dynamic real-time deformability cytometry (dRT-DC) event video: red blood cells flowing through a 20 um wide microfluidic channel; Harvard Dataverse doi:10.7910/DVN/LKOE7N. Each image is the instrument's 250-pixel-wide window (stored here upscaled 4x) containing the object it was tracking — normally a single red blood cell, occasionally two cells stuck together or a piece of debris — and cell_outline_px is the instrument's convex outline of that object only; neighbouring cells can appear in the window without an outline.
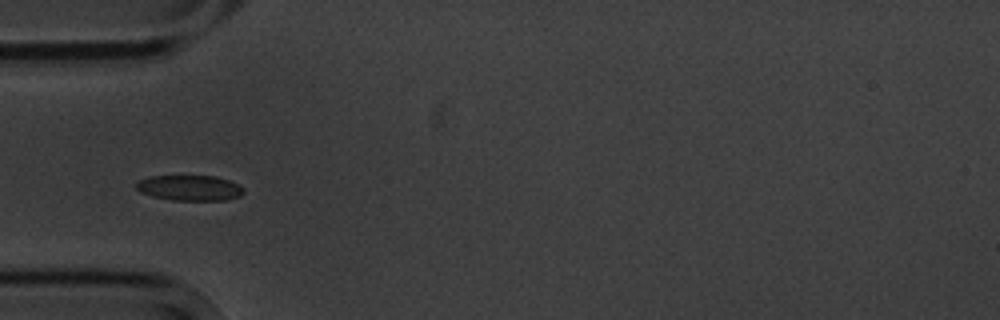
{"species": "common noctule bat (a hibernating species)", "species_latin": "Nyctalus noctula", "temperature_condition": "cold", "stored_images_in_passage": 5, "camera_frame_rate_fps": 3000, "um_per_image_px": 0.085, "animal": {"sex": "male", "body_mass_g": 20.1, "forearm_length_mm": 53.5}, "frame": {"image": 1, "passage_image": 3, "time_ms": 2.333, "image_size_px": [1000, 320], "cell_outline_px": [[244, 192], [240, 196], [228, 200], [172, 200], [152, 196], [140, 192], [136, 188], [136, 180], [148, 176], [216, 176], [228, 180], [244, 188]], "centroid_in_image_um": [16.09, 15.97], "position_along_channel_um": 68.9, "area_um2": 16.01}}
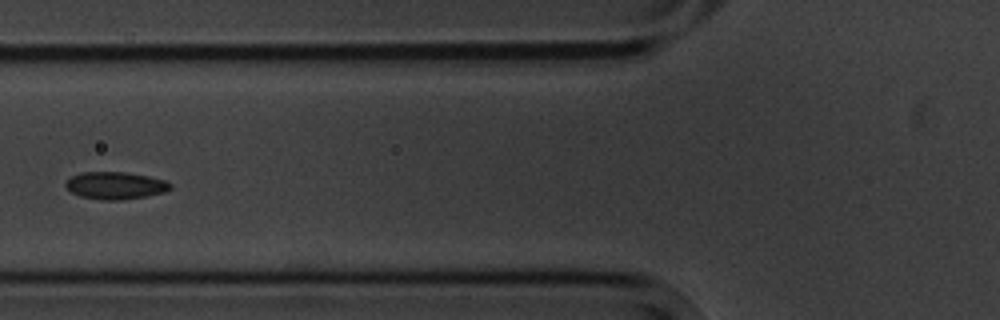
{"frame": {"image": 2, "passage_image": 4, "time_ms": 3.667, "image_size_px": [1000, 320], "cell_outline_px": [[172, 188], [164, 192], [148, 196], [120, 200], [104, 200], [80, 196], [72, 192], [64, 184], [72, 176], [80, 172], [124, 172], [148, 176], [164, 180], [172, 184]], "centroid_in_image_um": [9.83, 15.77], "position_along_channel_um": 116.0, "area_um2": 16.59}}
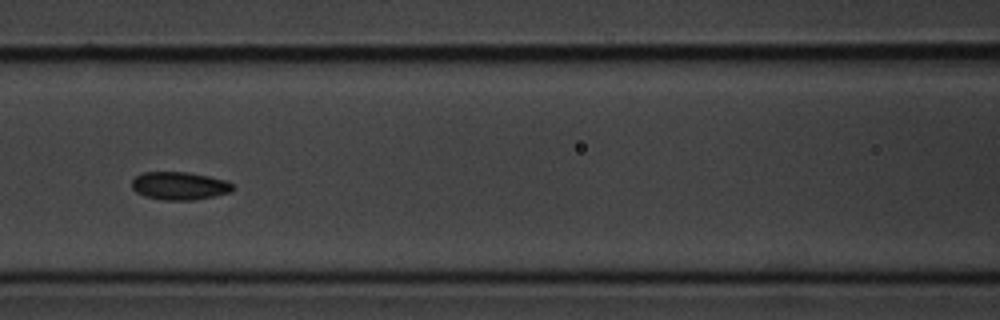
{"frame": {"image": 3, "passage_image": 5, "time_ms": 4.667, "image_size_px": [1000, 320], "cell_outline_px": [[236, 188], [232, 192], [216, 196], [192, 200], [164, 200], [144, 196], [136, 192], [132, 188], [132, 180], [136, 176], [144, 172], [188, 172], [208, 176], [224, 180], [232, 184]], "centroid_in_image_um": [15.27, 15.8], "position_along_channel_um": 151.3, "area_um2": 16.53}}